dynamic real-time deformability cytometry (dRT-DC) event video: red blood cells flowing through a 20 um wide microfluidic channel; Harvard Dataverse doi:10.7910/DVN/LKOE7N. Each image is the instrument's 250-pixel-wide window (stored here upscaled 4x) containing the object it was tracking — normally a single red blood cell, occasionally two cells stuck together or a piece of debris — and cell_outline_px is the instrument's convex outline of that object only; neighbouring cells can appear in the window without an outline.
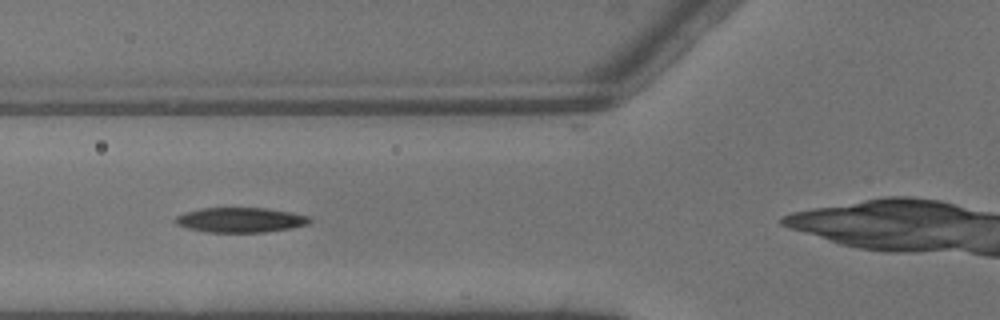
{"species": "common noctule bat (a hibernating species)", "species_latin": "Nyctalus noctula", "temperature_condition": "warm", "stored_images_in_passage": 5, "camera_frame_rate_fps": 3000, "um_per_image_px": 0.085, "animal": {"sex": "male", "body_mass_g": 13.3}, "frame": {"image": 1, "passage_image": 3, "time_ms": 0.667, "image_size_px": [1000, 320], "cell_outline_px": [[312, 220], [308, 224], [288, 228], [264, 232], [208, 232], [188, 228], [176, 224], [172, 220], [176, 216], [184, 212], [200, 208], [264, 208], [288, 212], [308, 216]], "centroid_in_image_um": [20.37, 18.69], "position_along_channel_um": 105.4, "area_um2": 19.31}}